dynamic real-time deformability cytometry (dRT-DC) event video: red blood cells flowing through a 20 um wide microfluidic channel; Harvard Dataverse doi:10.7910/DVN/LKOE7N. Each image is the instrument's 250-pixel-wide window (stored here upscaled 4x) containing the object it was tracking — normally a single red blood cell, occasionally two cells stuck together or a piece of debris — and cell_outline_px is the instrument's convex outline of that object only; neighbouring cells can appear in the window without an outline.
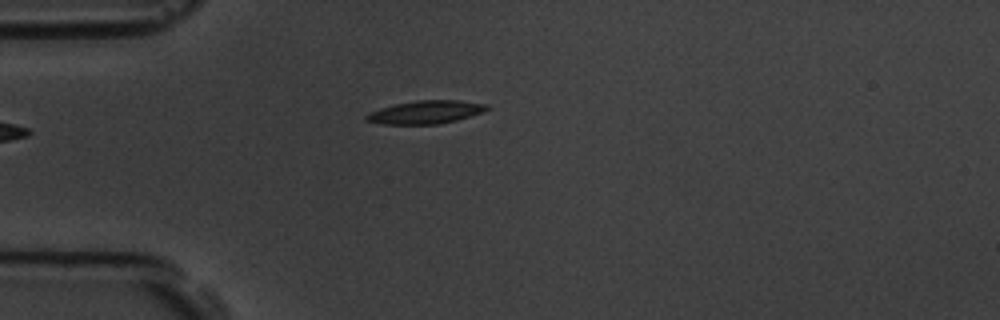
{"species": "common noctule bat (a hibernating species)", "species_latin": "Nyctalus noctula", "temperature_condition": "room temperature", "stored_images_in_passage": 5, "camera_frame_rate_fps": 3000, "um_per_image_px": 0.085, "animal": {"sex": "male", "body_mass_g": 19.5, "forearm_length_mm": 54.6}, "frame": {"image": 1, "passage_image": 5, "time_ms": 4.667, "image_size_px": [1000, 320], "cell_outline_px": [[488, 108], [484, 112], [456, 120], [436, 124], [384, 124], [364, 120], [364, 116], [368, 112], [380, 108], [396, 104], [416, 100], [460, 100], [488, 104]], "centroid_in_image_um": [36.17, 9.53], "position_along_channel_um": 48.8, "area_um2": 16.24}}